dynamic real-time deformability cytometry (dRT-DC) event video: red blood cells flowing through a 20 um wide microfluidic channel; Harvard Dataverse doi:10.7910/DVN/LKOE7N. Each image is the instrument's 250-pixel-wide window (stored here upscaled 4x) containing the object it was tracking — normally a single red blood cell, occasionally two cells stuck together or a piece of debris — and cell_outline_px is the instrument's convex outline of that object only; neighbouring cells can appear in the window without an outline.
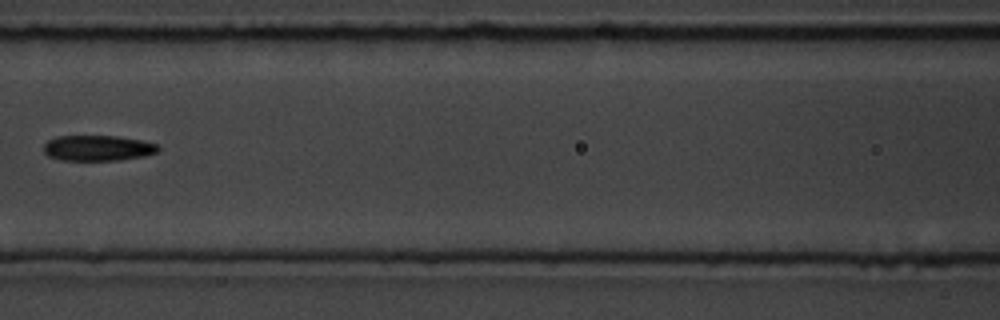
{"species": "common noctule bat (a hibernating species)", "species_latin": "Nyctalus noctula", "temperature_condition": "room temperature", "stored_images_in_passage": 12, "camera_frame_rate_fps": 3000, "um_per_image_px": 0.085, "animal": {"sex": "male", "body_mass_g": 19.5, "forearm_length_mm": 54.6}, "frame": {"image": 1, "passage_image": 3, "time_ms": 2.333, "image_size_px": [1000, 320], "cell_outline_px": [[160, 148], [156, 152], [144, 156], [120, 160], [60, 160], [48, 156], [44, 152], [44, 144], [48, 140], [56, 136], [116, 136], [140, 140], [156, 144]], "centroid_in_image_um": [8.28, 12.58], "position_along_channel_um": 158.3, "area_um2": 16.99}}
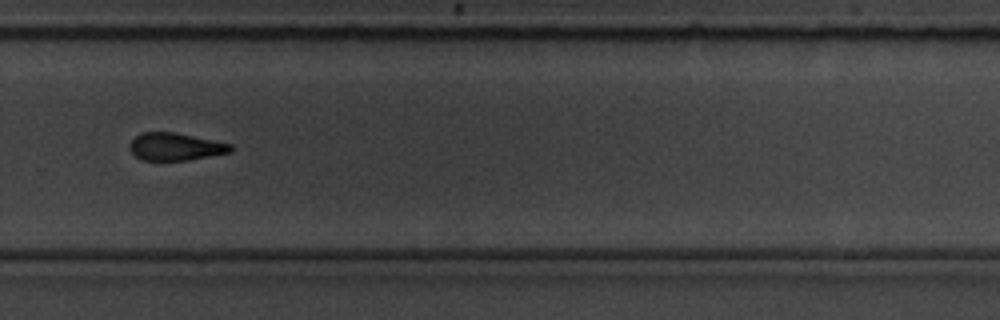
{"frame": {"image": 2, "passage_image": 7, "time_ms": 6.667, "image_size_px": [1000, 320], "cell_outline_px": [[232, 152], [188, 160], [140, 160], [128, 148], [128, 144], [140, 132], [172, 132], [232, 144]], "centroid_in_image_um": [14.87, 12.47], "position_along_channel_um": 314.9, "area_um2": 16.13}}
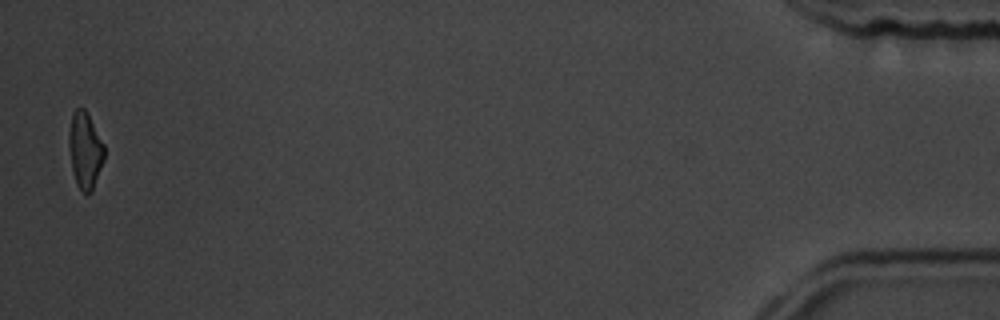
{"frame": {"image": 3, "passage_image": 12, "time_ms": 12.333, "image_size_px": [1000, 320], "cell_outline_px": [[104, 160], [92, 192], [88, 196], [76, 184], [72, 168], [68, 144], [68, 132], [72, 112], [76, 108], [84, 108], [104, 144]], "centroid_in_image_um": [7.22, 12.79], "position_along_channel_um": 428.0, "area_um2": 15.78}}